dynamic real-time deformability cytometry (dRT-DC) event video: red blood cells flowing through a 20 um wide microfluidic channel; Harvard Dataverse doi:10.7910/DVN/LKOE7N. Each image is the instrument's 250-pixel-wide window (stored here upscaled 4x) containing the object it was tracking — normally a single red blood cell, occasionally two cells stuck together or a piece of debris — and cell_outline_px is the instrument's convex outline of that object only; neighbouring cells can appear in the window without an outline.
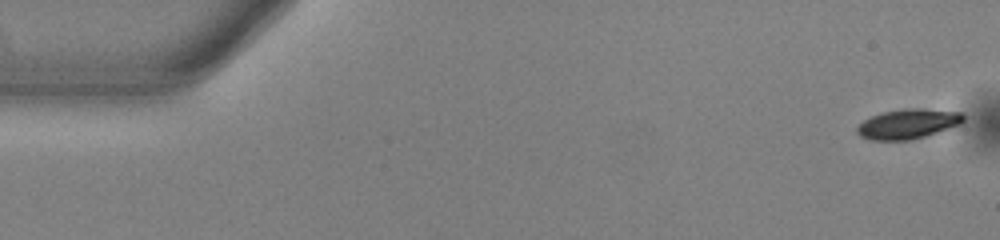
{"species": "common noctule bat (a hibernating species)", "species_latin": "Nyctalus noctula", "temperature_condition": "warm", "stored_images_in_passage": 53, "camera_frame_rate_fps": 3000, "um_per_image_px": 0.085, "animal": {"sex": "male", "body_mass_g": 13.0, "forearm_length_mm": 53.1}, "frame": {"image": 1, "passage_image": 1, "time_ms": 0.0, "image_size_px": [1000, 240], "cell_outline_px": [[964, 120], [960, 124], [912, 140], [868, 140], [860, 136], [856, 132], [856, 128], [864, 120], [872, 116], [884, 112], [904, 108], [920, 108], [960, 112], [964, 116]], "centroid_in_image_um": [77.15, 10.53], "position_along_channel_um": 7.9, "area_um2": 18.32}}
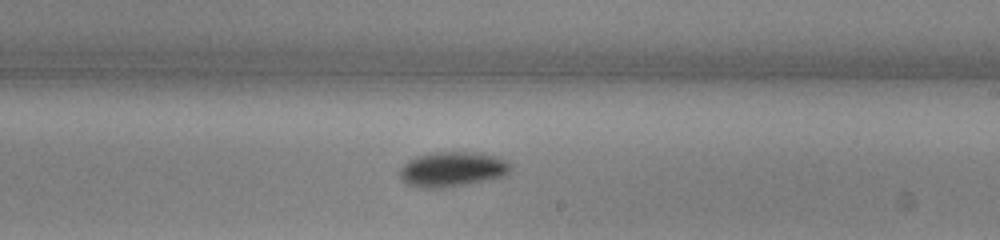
{"frame": {"image": 2, "passage_image": 31, "time_ms": 10.0, "image_size_px": [1000, 240], "cell_outline_px": [[512, 168], [504, 176], [444, 188], [420, 188], [408, 184], [400, 176], [400, 168], [408, 160], [416, 156], [436, 152], [472, 152], [496, 156], [512, 164]], "centroid_in_image_um": [38.44, 14.38], "position_along_channel_um": 250.6, "area_um2": 22.37}}
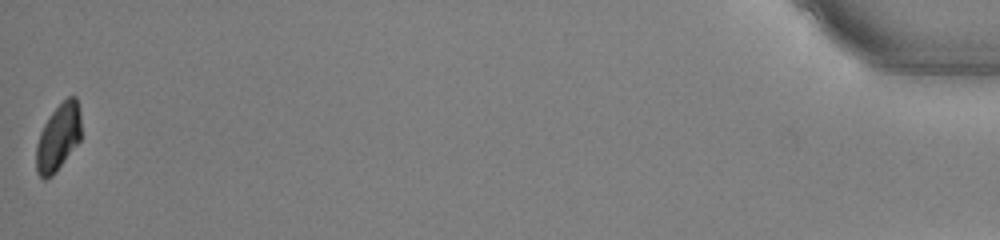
{"frame": {"image": 3, "passage_image": 53, "time_ms": 17.333, "image_size_px": [1000, 240], "cell_outline_px": [[80, 140], [52, 176], [44, 180], [36, 172], [36, 144], [40, 132], [44, 124], [52, 112], [68, 96], [76, 96], [80, 112]], "centroid_in_image_um": [4.94, 11.68], "position_along_channel_um": 430.3, "area_um2": 17.34}, "authors_computed_cell_mechanics": {"area_um2": 19.2474, "velocity_mm_per_s": 3.8431, "shape_relaxation_time_tau1_ms": 1.836, "shape_relaxation_time_tau2_ms": null, "deformation_change_tau1": 0.1131, "deformation_change_tau2": null}}